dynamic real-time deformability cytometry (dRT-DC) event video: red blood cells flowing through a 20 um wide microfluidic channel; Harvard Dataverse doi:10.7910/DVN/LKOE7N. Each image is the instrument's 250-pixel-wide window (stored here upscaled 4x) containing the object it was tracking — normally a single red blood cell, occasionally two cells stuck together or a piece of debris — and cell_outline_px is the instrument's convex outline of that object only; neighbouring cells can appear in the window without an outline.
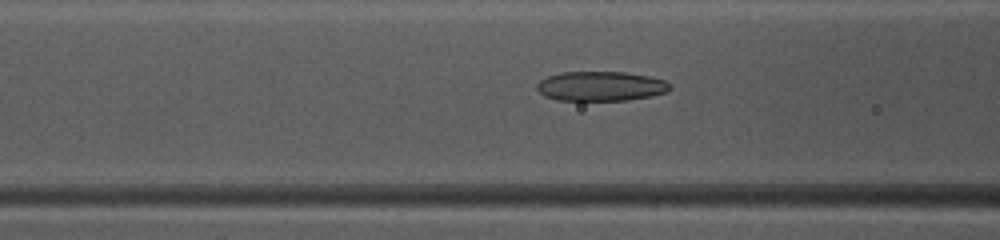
{"species": "common noctule bat (a hibernating species)", "species_latin": "Nyctalus noctula", "temperature_condition": "warm", "stored_images_in_passage": 49, "camera_frame_rate_fps": 3000, "um_per_image_px": 0.085, "animal": {"sex": "female", "body_mass_g": 10.0, "forearm_length_mm": 53.1}, "frame": {"image": 1, "passage_image": 20, "time_ms": 6.333, "image_size_px": [1000, 240], "cell_outline_px": [[672, 88], [668, 92], [652, 96], [628, 100], [556, 100], [544, 96], [536, 88], [536, 84], [540, 80], [548, 76], [560, 72], [624, 72], [648, 76], [664, 80]], "centroid_in_image_um": [51.05, 7.33], "position_along_channel_um": 115.5, "area_um2": 23.0}}
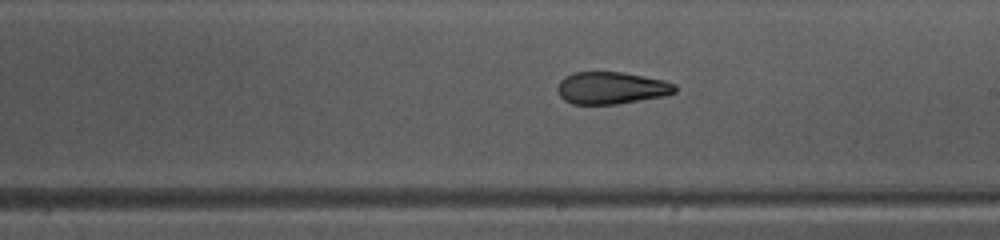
{"frame": {"image": 2, "passage_image": 29, "time_ms": 9.333, "image_size_px": [1000, 240], "cell_outline_px": [[676, 92], [664, 96], [616, 104], [572, 104], [564, 100], [560, 96], [556, 88], [560, 80], [564, 76], [572, 72], [624, 72], [664, 80], [676, 84]], "centroid_in_image_um": [51.95, 7.47], "position_along_channel_um": 237.1, "area_um2": 22.2}}
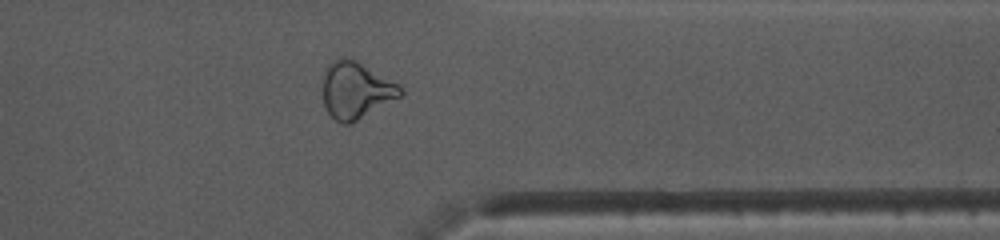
{"frame": {"image": 3, "passage_image": 40, "time_ms": 13.0, "image_size_px": [1000, 240], "cell_outline_px": [[404, 92], [400, 96], [356, 120], [348, 124], [340, 124], [328, 112], [324, 104], [324, 68], [332, 60], [340, 56], [344, 56], [356, 60], [400, 84], [404, 88]], "centroid_in_image_um": [30.25, 7.62], "position_along_channel_um": 381.1, "area_um2": 25.55}}